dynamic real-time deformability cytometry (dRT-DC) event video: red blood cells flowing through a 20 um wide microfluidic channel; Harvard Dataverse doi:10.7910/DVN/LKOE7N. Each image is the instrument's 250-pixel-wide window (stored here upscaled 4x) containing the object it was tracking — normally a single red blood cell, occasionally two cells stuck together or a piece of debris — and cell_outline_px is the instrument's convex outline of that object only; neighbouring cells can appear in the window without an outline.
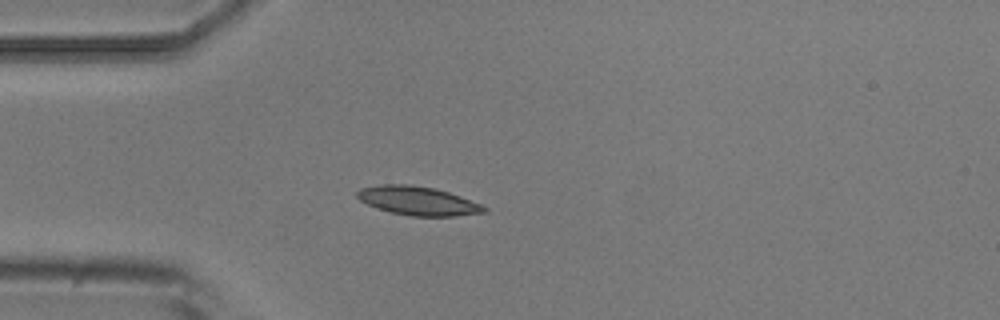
{"species": "common noctule bat (a hibernating species)", "species_latin": "Nyctalus noctula", "temperature_condition": "room temperature", "stored_images_in_passage": 2, "camera_frame_rate_fps": 3000, "um_per_image_px": 0.085, "animal": {"sex": "male", "body_mass_g": 20.5, "forearm_length_mm": 52.5}, "frame": {"image": 1, "passage_image": 1, "time_ms": 0.0, "image_size_px": [1000, 320], "cell_outline_px": [[488, 212], [456, 216], [412, 216], [392, 212], [376, 208], [360, 200], [356, 196], [356, 192], [360, 188], [380, 184], [412, 184], [436, 188], [460, 196], [480, 204], [488, 208]], "centroid_in_image_um": [35.52, 17.06], "position_along_channel_um": 49.5, "area_um2": 21.39}}